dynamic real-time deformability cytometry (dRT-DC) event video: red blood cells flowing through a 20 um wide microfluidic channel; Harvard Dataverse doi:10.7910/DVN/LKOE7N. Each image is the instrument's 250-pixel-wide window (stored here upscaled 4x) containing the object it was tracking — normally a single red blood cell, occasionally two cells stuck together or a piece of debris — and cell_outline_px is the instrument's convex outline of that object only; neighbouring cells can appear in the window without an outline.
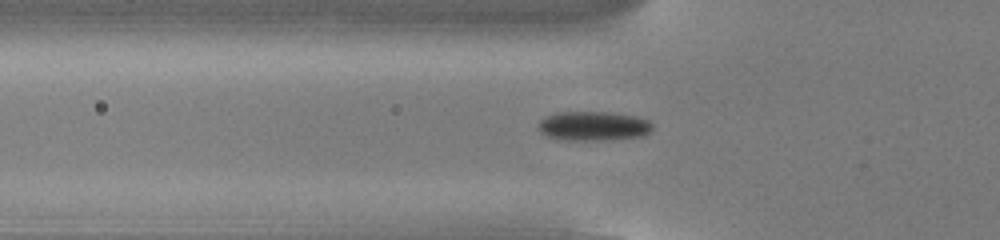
{"species": "common noctule bat (a hibernating species)", "species_latin": "Nyctalus noctula", "temperature_condition": "cold", "stored_images_in_passage": 52, "camera_frame_rate_fps": 3000, "um_per_image_px": 0.085, "animal": {"sex": "male", "body_mass_g": 13.0, "forearm_length_mm": 53.1}, "frame": {"image": 1, "passage_image": 19, "time_ms": 6.0, "image_size_px": [1000, 240], "cell_outline_px": [[652, 128], [644, 136], [604, 140], [556, 140], [540, 132], [536, 128], [540, 120], [544, 116], [556, 112], [608, 112], [636, 116], [648, 120], [652, 124]], "centroid_in_image_um": [50.38, 10.71], "position_along_channel_um": 75.4, "area_um2": 19.77}}
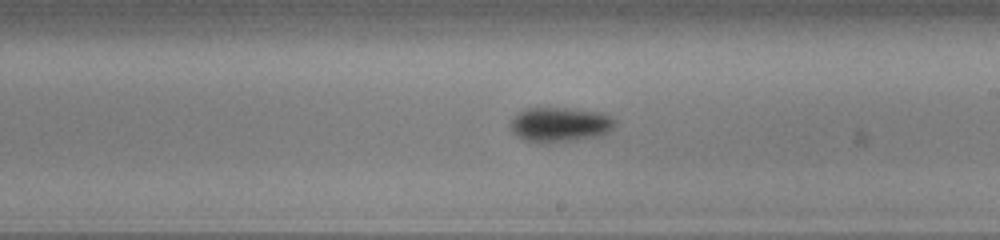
{"frame": {"image": 2, "passage_image": 32, "time_ms": 10.333, "image_size_px": [1000, 240], "cell_outline_px": [[616, 124], [608, 132], [600, 136], [576, 140], [548, 144], [544, 144], [524, 140], [516, 136], [512, 132], [508, 124], [524, 108], [564, 108], [600, 112], [616, 120]], "centroid_in_image_um": [47.56, 10.61], "position_along_channel_um": 241.4, "area_um2": 21.39}}
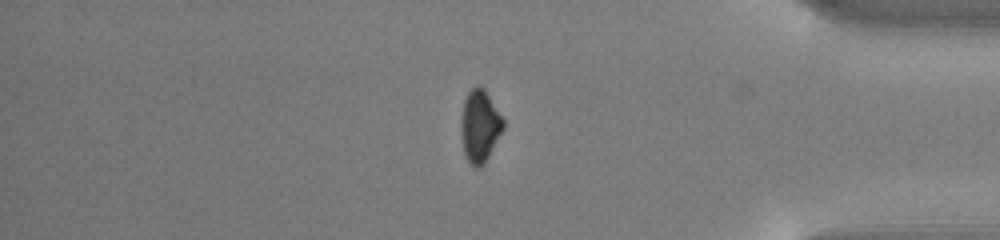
{"frame": {"image": 3, "passage_image": 46, "time_ms": 15.0, "image_size_px": [1000, 240], "cell_outline_px": [[504, 128], [484, 164], [480, 168], [472, 168], [464, 152], [460, 132], [460, 116], [464, 100], [468, 92], [476, 84], [480, 84], [484, 88], [504, 120]], "centroid_in_image_um": [40.76, 10.71], "position_along_channel_um": 394.4, "area_um2": 18.03}, "authors_computed_cell_mechanics": {"area_um2": 19.074, "velocity_mm_per_s": 3.8242, "shape_relaxation_time_tau1_ms": 2.7781, "shape_relaxation_time_tau2_ms": null, "deformation_change_tau1": 0.101, "deformation_change_tau2": null}}